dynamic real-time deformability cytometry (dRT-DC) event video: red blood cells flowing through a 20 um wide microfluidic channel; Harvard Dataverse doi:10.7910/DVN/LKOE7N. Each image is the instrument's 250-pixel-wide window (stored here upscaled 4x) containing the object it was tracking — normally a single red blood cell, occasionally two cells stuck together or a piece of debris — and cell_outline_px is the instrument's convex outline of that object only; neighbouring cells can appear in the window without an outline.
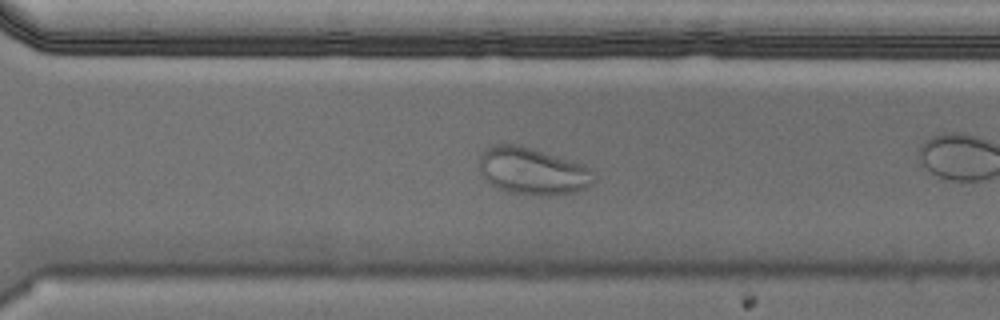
{"species": "Egyptian fruit bat (a non-hibernating species)", "species_latin": "Rousettus aegyptiacus", "temperature_condition": "cold", "stored_images_in_passage": 40, "camera_frame_rate_fps": 3000, "um_per_image_px": 0.085, "animal": {"sex": "male"}, "frame": {"image": 1, "passage_image": 23, "time_ms": 7.333, "image_size_px": [1000, 320], "cell_outline_px": [[592, 184], [576, 192], [508, 192], [496, 188], [488, 184], [480, 168], [480, 152], [484, 148], [492, 144], [516, 144], [584, 164], [588, 168], [592, 180]], "centroid_in_image_um": [45.16, 14.48], "position_along_channel_um": 325.4, "area_um2": 30.23}}